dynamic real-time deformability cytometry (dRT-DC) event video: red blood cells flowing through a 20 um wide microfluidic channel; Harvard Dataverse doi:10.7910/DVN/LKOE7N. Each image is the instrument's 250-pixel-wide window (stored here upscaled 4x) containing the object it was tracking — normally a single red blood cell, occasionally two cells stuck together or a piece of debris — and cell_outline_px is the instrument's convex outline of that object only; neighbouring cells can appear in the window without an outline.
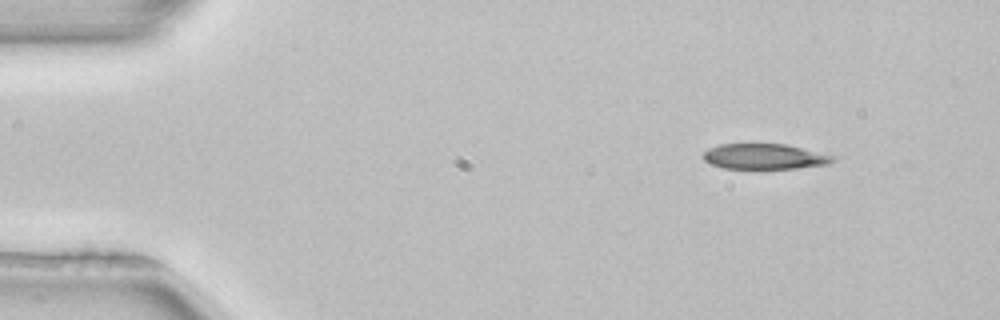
{"species": "common noctule bat (a hibernating species)", "species_latin": "Nyctalus noctula", "temperature_condition": "room temperature", "stored_images_in_passage": 47, "camera_frame_rate_fps": 3000, "um_per_image_px": 0.085, "animal": {"sex": "female", "body_mass_g": 22.7, "forearm_length_mm": 54.2}, "frame": {"image": 1, "passage_image": 1, "time_ms": 0.0, "image_size_px": [1000, 320], "cell_outline_px": [[836, 160], [828, 164], [796, 168], [724, 168], [712, 164], [704, 160], [704, 152], [708, 148], [720, 144], [788, 144], [832, 156]], "centroid_in_image_um": [64.97, 13.29], "position_along_channel_um": 20.0, "area_um2": 18.9}}
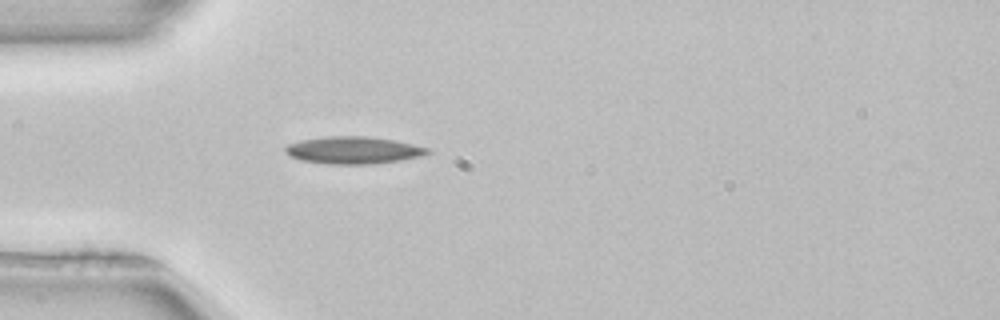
{"frame": {"image": 2, "passage_image": 10, "time_ms": 3.0, "image_size_px": [1000, 320], "cell_outline_px": [[432, 152], [424, 156], [376, 164], [328, 164], [300, 160], [284, 152], [284, 148], [288, 144], [300, 140], [328, 136], [368, 136], [396, 140], [428, 148]], "centroid_in_image_um": [30.06, 12.77], "position_along_channel_um": 54.9, "area_um2": 22.77}}
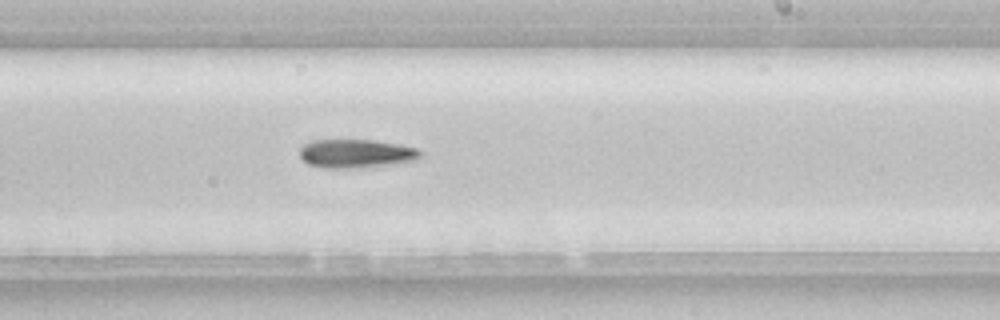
{"frame": {"image": 3, "passage_image": 26, "time_ms": 8.333, "image_size_px": [1000, 320], "cell_outline_px": [[424, 152], [416, 160], [388, 164], [348, 168], [324, 168], [308, 164], [300, 156], [300, 148], [304, 144], [312, 140], [372, 140], [400, 144], [416, 148]], "centroid_in_image_um": [30.25, 13.04], "position_along_channel_um": 258.7, "area_um2": 19.94}, "authors_computed_cell_mechanics": {"area_um2": 19.9988, "velocity_mm_per_s": 3.9504, "shape_relaxation_time_tau1_ms": 3.0778, "shape_relaxation_time_tau2_ms": null, "deformation_change_tau1": 0.0985, "deformation_change_tau2": null}}